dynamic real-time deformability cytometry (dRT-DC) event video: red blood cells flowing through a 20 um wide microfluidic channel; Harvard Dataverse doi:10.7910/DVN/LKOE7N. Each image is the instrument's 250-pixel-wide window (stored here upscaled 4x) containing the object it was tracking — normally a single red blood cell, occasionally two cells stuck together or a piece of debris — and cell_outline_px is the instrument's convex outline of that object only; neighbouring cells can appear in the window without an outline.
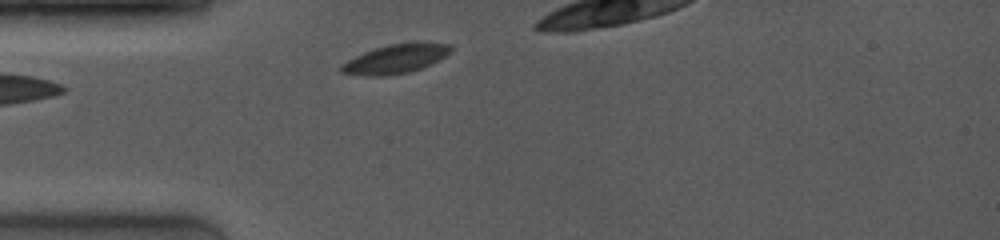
{"species": "common noctule bat (a hibernating species)", "species_latin": "Nyctalus noctula", "temperature_condition": "room temperature", "stored_images_in_passage": 8, "camera_frame_rate_fps": 4000, "um_per_image_px": 0.085, "animal": {"sex": "female", "body_mass_g": 19.0, "forearm_length_mm": 53.3}, "frame": {"image": 1, "passage_image": 1, "time_ms": 0.0, "image_size_px": [1000, 240], "cell_outline_px": [[452, 52], [420, 68], [408, 72], [388, 76], [368, 76], [340, 72], [340, 64], [364, 52], [388, 44], [416, 40], [420, 40], [448, 44], [452, 48]], "centroid_in_image_um": [33.64, 4.97], "position_along_channel_um": 51.4, "area_um2": 18.73}}